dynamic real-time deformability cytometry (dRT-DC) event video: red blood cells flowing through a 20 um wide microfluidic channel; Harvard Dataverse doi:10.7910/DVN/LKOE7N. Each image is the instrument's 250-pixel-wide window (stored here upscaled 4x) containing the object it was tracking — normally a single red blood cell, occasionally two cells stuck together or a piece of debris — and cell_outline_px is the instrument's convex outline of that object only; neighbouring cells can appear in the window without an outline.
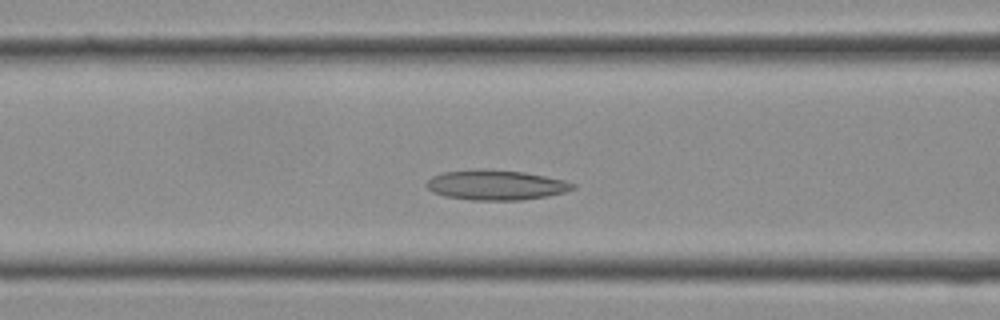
{"species": "Egyptian fruit bat (a non-hibernating species)", "species_latin": "Rousettus aegyptiacus", "temperature_condition": "cold", "stored_images_in_passage": 17, "camera_frame_rate_fps": 3000, "um_per_image_px": 0.085, "frame": {"image": 1, "passage_image": 9, "time_ms": 2.667, "image_size_px": [1000, 320], "cell_outline_px": [[576, 188], [564, 192], [548, 196], [520, 200], [472, 200], [444, 196], [432, 192], [424, 184], [432, 176], [444, 172], [484, 168], [524, 172], [564, 180], [576, 184]], "centroid_in_image_um": [42.14, 15.72], "position_along_channel_um": 124.5, "area_um2": 25.66}}
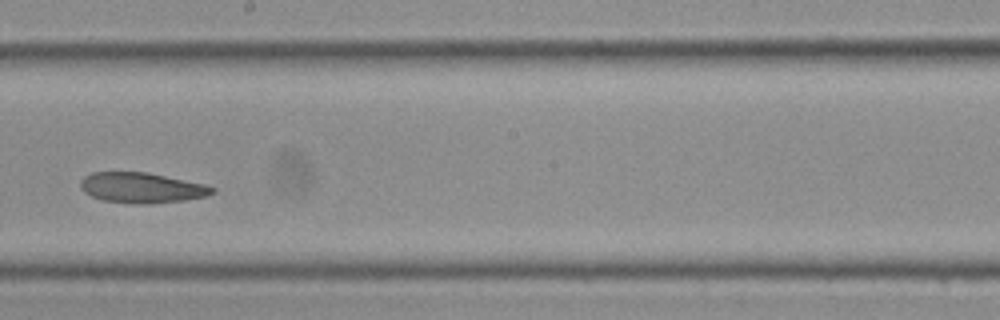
{"frame": {"image": 2, "passage_image": 14, "time_ms": 4.333, "image_size_px": [1000, 320], "cell_outline_px": [[216, 192], [204, 196], [184, 200], [144, 204], [104, 200], [92, 196], [84, 192], [80, 188], [80, 180], [84, 176], [92, 172], [148, 172], [204, 184], [216, 188]], "centroid_in_image_um": [12.03, 15.94], "position_along_channel_um": 236.2, "area_um2": 23.12}}
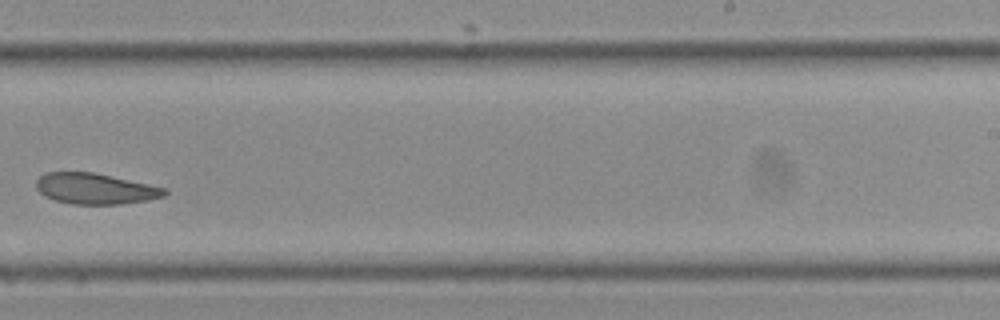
{"frame": {"image": 3, "passage_image": 16, "time_ms": 5.0, "image_size_px": [1000, 320], "cell_outline_px": [[168, 192], [164, 196], [148, 200], [124, 204], [68, 204], [44, 196], [36, 188], [36, 180], [40, 176], [48, 172], [92, 172], [168, 188]], "centroid_in_image_um": [8.11, 16.04], "position_along_channel_um": 280.9, "area_um2": 23.12}}